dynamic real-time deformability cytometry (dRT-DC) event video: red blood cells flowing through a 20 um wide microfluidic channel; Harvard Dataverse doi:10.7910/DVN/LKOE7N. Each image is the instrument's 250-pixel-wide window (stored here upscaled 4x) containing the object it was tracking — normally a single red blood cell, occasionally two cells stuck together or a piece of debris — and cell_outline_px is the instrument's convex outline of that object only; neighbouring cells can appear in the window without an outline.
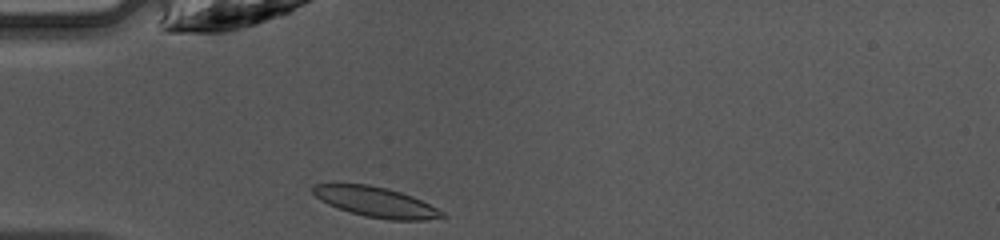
{"species": "common noctule bat (a hibernating species)", "species_latin": "Nyctalus noctula", "temperature_condition": "warm", "stored_images_in_passage": 34, "camera_frame_rate_fps": 3000, "um_per_image_px": 0.085, "animal": {"sex": "female", "body_mass_g": 10.0, "forearm_length_mm": 53.1}, "frame": {"image": 1, "passage_image": 1, "time_ms": 0.0, "image_size_px": [1000, 240], "cell_outline_px": [[448, 216], [424, 220], [388, 220], [364, 216], [328, 204], [320, 200], [312, 192], [312, 184], [368, 184], [388, 188], [412, 196], [444, 212]], "centroid_in_image_um": [31.95, 17.17], "position_along_channel_um": 53.1, "area_um2": 22.48}}
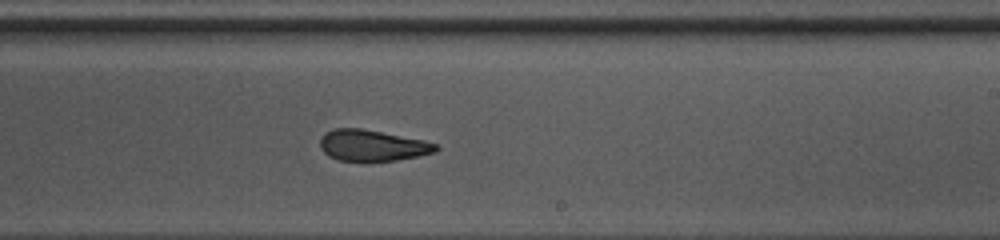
{"frame": {"image": 2, "passage_image": 16, "time_ms": 5.0, "image_size_px": [1000, 240], "cell_outline_px": [[440, 148], [436, 152], [420, 156], [396, 160], [364, 164], [340, 160], [328, 156], [320, 148], [320, 140], [324, 132], [336, 128], [360, 128], [424, 140], [436, 144]], "centroid_in_image_um": [31.63, 12.4], "position_along_channel_um": 257.4, "area_um2": 21.68}}
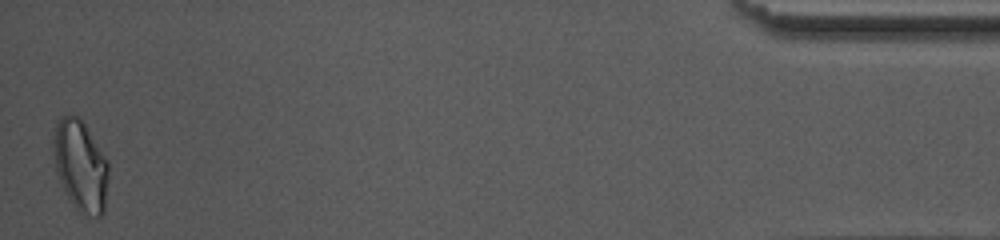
{"frame": {"image": 3, "passage_image": 34, "time_ms": 11.0, "image_size_px": [1000, 240], "cell_outline_px": [[108, 176], [104, 212], [100, 216], [96, 216], [80, 212], [72, 204], [60, 180], [56, 168], [52, 148], [52, 140], [56, 124], [64, 116], [80, 116], [108, 160]], "centroid_in_image_um": [6.85, 14.06], "position_along_channel_um": 428.3, "area_um2": 28.96}, "authors_computed_cell_mechanics": {"area_um2": 22.3397, "velocity_mm_per_s": 4.2472, "shape_relaxation_time_tau1_ms": 2.5209, "shape_relaxation_time_tau2_ms": 1.6097, "deformation_change_tau1": 0.1453, "deformation_change_tau2": 0.096}}